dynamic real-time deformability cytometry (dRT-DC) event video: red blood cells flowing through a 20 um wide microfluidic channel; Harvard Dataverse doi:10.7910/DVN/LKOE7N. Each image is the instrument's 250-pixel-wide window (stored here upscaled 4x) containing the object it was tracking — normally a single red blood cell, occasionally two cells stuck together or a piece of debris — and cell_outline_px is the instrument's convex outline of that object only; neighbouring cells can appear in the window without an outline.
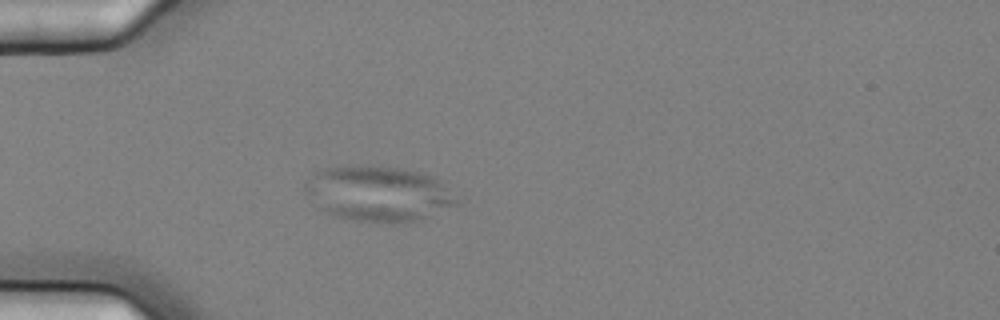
{"species": "common noctule bat (a hibernating species)", "species_latin": "Nyctalus noctula", "temperature_condition": "cold", "stored_images_in_passage": 7, "camera_frame_rate_fps": 3000, "um_per_image_px": 0.085, "animal": {"sex": "female", "body_mass_g": 25.1}, "frame": {"image": 1, "passage_image": 6, "time_ms": 1.667, "image_size_px": [1000, 320], "cell_outline_px": [[460, 204], [420, 220], [392, 224], [388, 224], [356, 220], [332, 216], [316, 208], [300, 192], [304, 184], [316, 172], [328, 168], [396, 168], [416, 172], [432, 176]], "centroid_in_image_um": [32.05, 16.54], "position_along_channel_um": 52.9, "area_um2": 48.15}}